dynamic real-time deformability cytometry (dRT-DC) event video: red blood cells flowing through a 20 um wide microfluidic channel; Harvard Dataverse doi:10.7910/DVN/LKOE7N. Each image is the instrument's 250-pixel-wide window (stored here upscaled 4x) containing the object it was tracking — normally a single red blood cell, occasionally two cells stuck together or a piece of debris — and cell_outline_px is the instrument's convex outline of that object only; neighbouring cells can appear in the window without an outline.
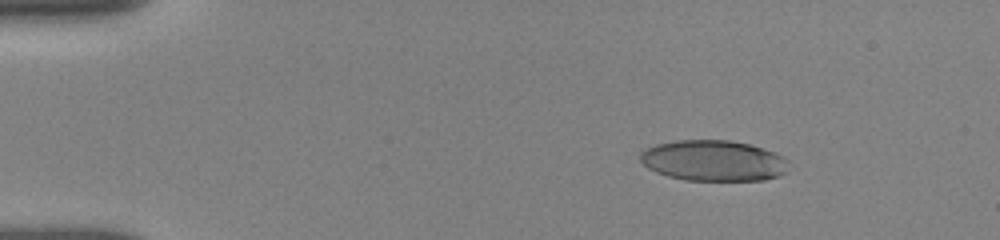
{"species": "human", "species_latin": "Homo sapiens", "temperature_condition": "room temperature", "stored_images_in_passage": 16, "camera_frame_rate_fps": 3000, "um_per_image_px": 0.085, "donor": {"sex": "female"}, "frame": {"image": 1, "passage_image": 5, "time_ms": 2.0, "image_size_px": [1000, 240], "cell_outline_px": [[788, 160], [784, 172], [780, 176], [764, 180], [684, 180], [668, 176], [656, 172], [648, 168], [640, 160], [640, 152], [656, 144], [676, 140], [732, 140], [764, 148]], "centroid_in_image_um": [60.61, 13.65], "position_along_channel_um": 24.4, "area_um2": 35.14}}
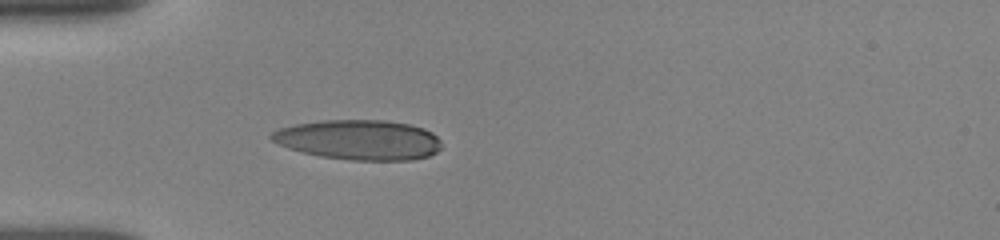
{"frame": {"image": 2, "passage_image": 11, "time_ms": 4.667, "image_size_px": [1000, 240], "cell_outline_px": [[440, 148], [436, 152], [428, 156], [412, 160], [352, 160], [320, 156], [300, 152], [288, 148], [272, 140], [268, 136], [276, 128], [296, 124], [324, 120], [384, 120], [408, 124], [424, 128], [432, 132], [440, 140]], "centroid_in_image_um": [30.49, 11.88], "position_along_channel_um": 54.5, "area_um2": 39.65}}
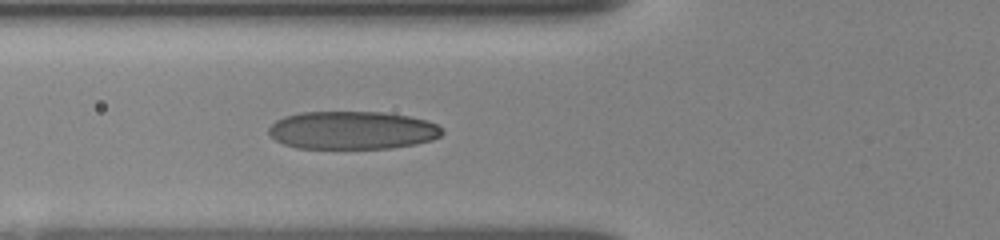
{"frame": {"image": 3, "passage_image": 14, "time_ms": 6.0, "image_size_px": [1000, 240], "cell_outline_px": [[444, 132], [440, 136], [432, 140], [416, 144], [392, 148], [296, 148], [284, 144], [276, 140], [268, 132], [268, 128], [276, 120], [284, 116], [300, 112], [384, 112], [408, 116], [428, 120], [436, 124]], "centroid_in_image_um": [29.95, 11.07], "position_along_channel_um": 95.9, "area_um2": 38.55}}